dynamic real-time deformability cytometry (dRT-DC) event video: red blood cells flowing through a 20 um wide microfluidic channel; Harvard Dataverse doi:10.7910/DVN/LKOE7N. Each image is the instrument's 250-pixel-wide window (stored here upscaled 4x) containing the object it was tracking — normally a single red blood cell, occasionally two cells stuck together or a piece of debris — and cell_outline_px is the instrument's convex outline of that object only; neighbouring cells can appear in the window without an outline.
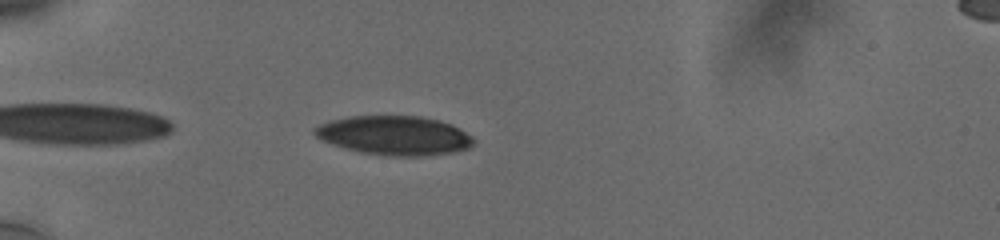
{"species": "human", "species_latin": "Homo sapiens", "temperature_condition": "cold", "stored_images_in_passage": 42, "camera_frame_rate_fps": 3000, "um_per_image_px": 0.085, "donor": {"sex": "male"}, "frame": {"image": 1, "passage_image": 3, "time_ms": 0.667, "image_size_px": [1000, 240], "cell_outline_px": [[472, 144], [468, 148], [452, 152], [416, 156], [396, 156], [360, 152], [324, 140], [316, 136], [312, 132], [312, 128], [328, 120], [348, 116], [420, 116], [440, 120], [452, 124], [460, 128], [472, 136]], "centroid_in_image_um": [33.52, 11.49], "position_along_channel_um": 51.5, "area_um2": 35.95}}
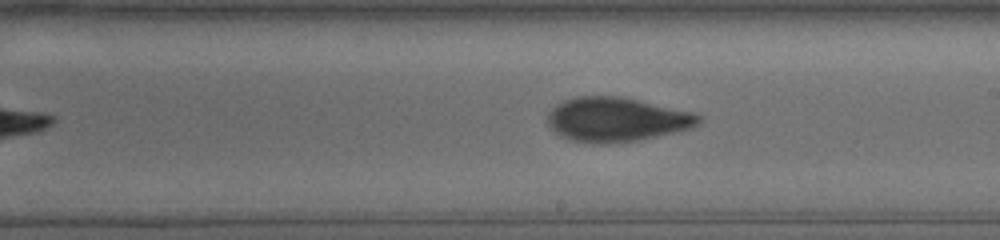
{"frame": {"image": 2, "passage_image": 20, "time_ms": 6.333, "image_size_px": [1000, 240], "cell_outline_px": [[704, 120], [700, 124], [692, 128], [656, 136], [636, 140], [608, 144], [600, 144], [572, 140], [556, 132], [548, 124], [548, 112], [556, 104], [564, 100], [576, 96], [624, 96], [696, 112]], "centroid_in_image_um": [52.47, 10.13], "position_along_channel_um": 236.5, "area_um2": 39.25}}
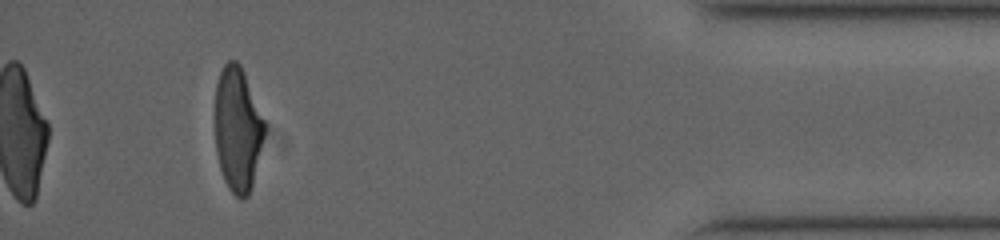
{"frame": {"image": 3, "passage_image": 38, "time_ms": 12.333, "image_size_px": [1000, 240], "cell_outline_px": [[264, 132], [252, 184], [248, 196], [244, 200], [240, 200], [228, 188], [224, 180], [220, 168], [216, 152], [216, 84], [220, 72], [224, 64], [228, 60], [236, 60], [240, 64], [244, 72], [264, 120]], "centroid_in_image_um": [20.18, 10.98], "position_along_channel_um": 415.0, "area_um2": 35.37}, "authors_computed_cell_mechanics": {"area_um2": 37.3099, "velocity_mm_per_s": 3.7629, "shape_relaxation_time_tau1_ms": 5.8524, "shape_relaxation_time_tau2_ms": 1.6045, "deformation_change_tau1": 0.2105, "deformation_change_tau2": 0.0813}}